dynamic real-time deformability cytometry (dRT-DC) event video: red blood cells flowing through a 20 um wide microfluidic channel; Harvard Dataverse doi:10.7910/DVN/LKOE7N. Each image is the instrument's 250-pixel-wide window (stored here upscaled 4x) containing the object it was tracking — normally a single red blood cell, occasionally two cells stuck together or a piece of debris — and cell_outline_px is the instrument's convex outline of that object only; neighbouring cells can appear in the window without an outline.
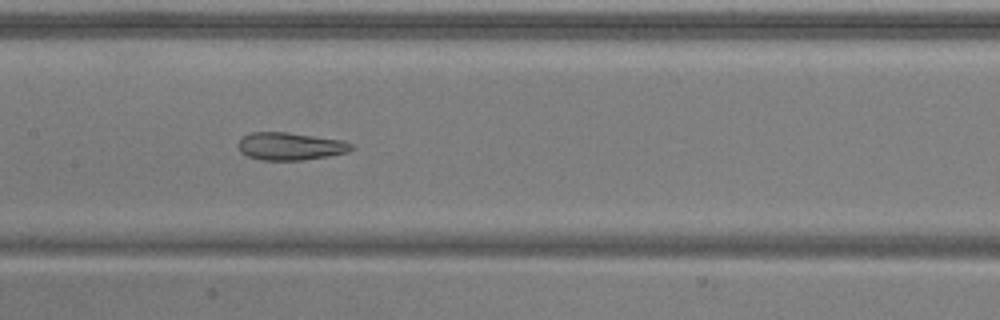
{"species": "common noctule bat (a hibernating species)", "species_latin": "Nyctalus noctula", "temperature_condition": "warm", "stored_images_in_passage": 29, "camera_frame_rate_fps": 3000, "um_per_image_px": 0.085, "animal": {"sex": "male", "body_mass_g": 20.5, "forearm_length_mm": 52.5}, "frame": {"image": 1, "passage_image": 9, "time_ms": 2.667, "image_size_px": [1000, 320], "cell_outline_px": [[356, 148], [348, 152], [328, 156], [300, 160], [260, 160], [248, 156], [240, 152], [236, 144], [244, 136], [252, 132], [288, 132], [340, 140], [352, 144]], "centroid_in_image_um": [24.65, 12.43], "position_along_channel_um": 182.7, "area_um2": 18.21}}
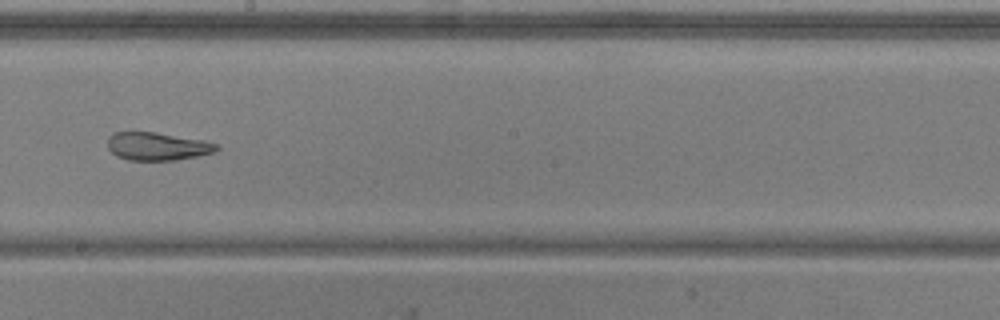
{"frame": {"image": 2, "passage_image": 13, "time_ms": 4.0, "image_size_px": [1000, 320], "cell_outline_px": [[220, 148], [216, 152], [176, 160], [128, 160], [116, 156], [108, 148], [108, 136], [116, 132], [156, 132], [204, 140], [216, 144]], "centroid_in_image_um": [13.38, 12.44], "position_along_channel_um": 234.8, "area_um2": 17.8}}